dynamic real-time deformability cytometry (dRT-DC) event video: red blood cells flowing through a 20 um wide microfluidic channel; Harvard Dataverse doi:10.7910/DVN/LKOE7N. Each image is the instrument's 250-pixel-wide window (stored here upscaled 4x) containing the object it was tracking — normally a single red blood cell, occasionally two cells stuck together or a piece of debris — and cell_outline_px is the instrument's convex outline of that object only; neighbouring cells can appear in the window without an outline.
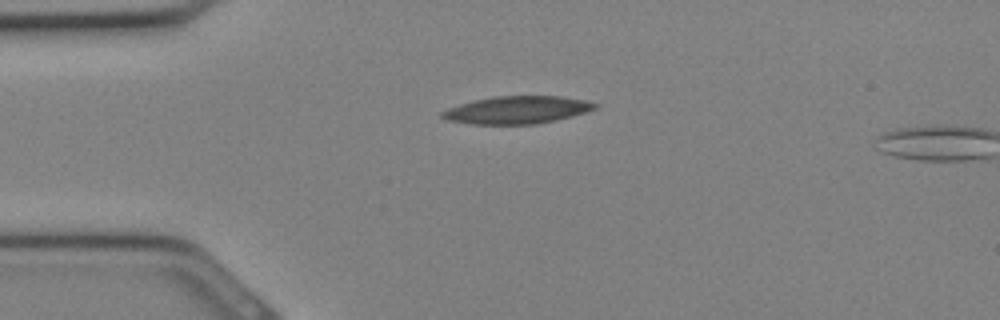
{"species": "Egyptian fruit bat (a non-hibernating species)", "species_latin": "Rousettus aegyptiacus", "temperature_condition": "cold", "stored_images_in_passage": 2, "camera_frame_rate_fps": 3000, "um_per_image_px": 0.085, "animal": {"sex": "female"}, "frame": {"image": 1, "passage_image": 1, "time_ms": 0.0, "image_size_px": [1000, 320], "cell_outline_px": [[596, 108], [572, 116], [556, 120], [536, 124], [472, 124], [448, 120], [440, 116], [440, 112], [448, 108], [460, 104], [476, 100], [496, 96], [560, 96], [584, 100], [596, 104]], "centroid_in_image_um": [43.92, 9.35], "position_along_channel_um": 41.1, "area_um2": 24.28}}